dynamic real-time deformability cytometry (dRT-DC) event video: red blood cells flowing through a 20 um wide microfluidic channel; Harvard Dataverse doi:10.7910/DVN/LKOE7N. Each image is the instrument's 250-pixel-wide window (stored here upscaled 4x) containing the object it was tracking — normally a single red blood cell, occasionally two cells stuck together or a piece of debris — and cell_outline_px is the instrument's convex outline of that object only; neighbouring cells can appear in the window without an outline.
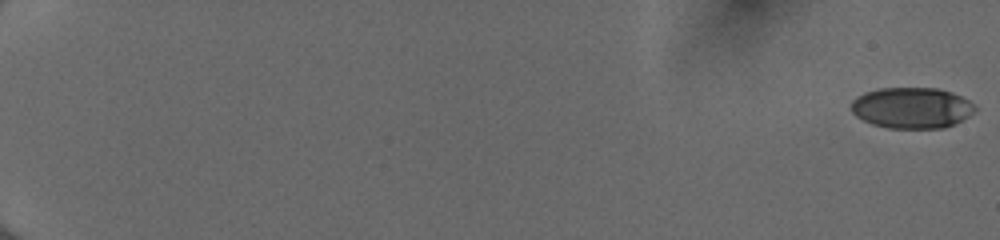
{"species": "human", "species_latin": "Homo sapiens", "temperature_condition": "cold", "stored_images_in_passage": 18, "camera_frame_rate_fps": 3000, "um_per_image_px": 0.085, "donor": {"sex": "female"}, "frame": {"image": 1, "passage_image": 1, "time_ms": 0.0, "image_size_px": [1000, 240], "cell_outline_px": [[976, 108], [968, 116], [956, 124], [944, 128], [888, 128], [872, 124], [856, 116], [852, 112], [852, 100], [856, 96], [864, 92], [880, 88], [936, 88], [952, 92], [968, 100]], "centroid_in_image_um": [77.48, 9.17], "position_along_channel_um": 7.5, "area_um2": 29.54}}
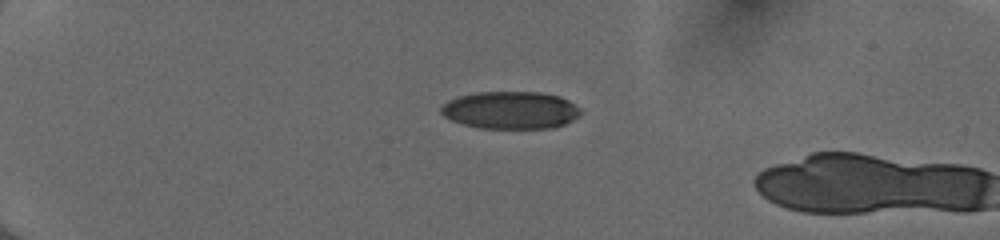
{"frame": {"image": 2, "passage_image": 16, "time_ms": 5.0, "image_size_px": [1000, 240], "cell_outline_px": [[580, 112], [572, 120], [564, 124], [552, 128], [480, 128], [464, 124], [452, 120], [444, 116], [440, 112], [440, 108], [448, 100], [460, 96], [476, 92], [540, 92], [560, 96], [568, 100], [580, 108]], "centroid_in_image_um": [43.39, 9.36], "position_along_channel_um": 41.6, "area_um2": 30.35}}